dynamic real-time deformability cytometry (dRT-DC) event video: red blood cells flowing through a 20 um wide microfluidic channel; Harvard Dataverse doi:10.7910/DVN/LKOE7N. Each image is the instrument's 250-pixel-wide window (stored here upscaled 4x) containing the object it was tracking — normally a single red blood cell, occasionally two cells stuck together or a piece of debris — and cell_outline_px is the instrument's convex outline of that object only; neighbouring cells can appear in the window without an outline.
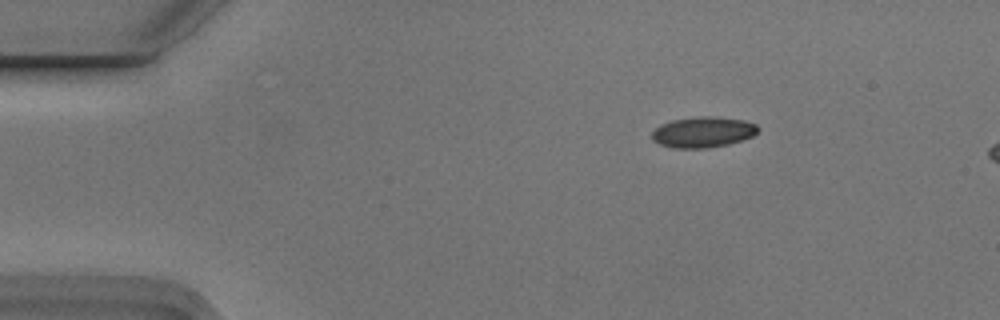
{"species": "Egyptian fruit bat (a non-hibernating species)", "species_latin": "Rousettus aegyptiacus", "temperature_condition": "cold", "stored_images_in_passage": 4, "camera_frame_rate_fps": 3000, "um_per_image_px": 0.085, "animal": {"sex": "male"}, "frame": {"image": 1, "passage_image": 2, "time_ms": 0.333, "image_size_px": [1000, 320], "cell_outline_px": [[760, 128], [752, 136], [744, 140], [728, 144], [708, 148], [676, 148], [660, 144], [652, 140], [652, 132], [660, 124], [672, 120], [700, 116], [716, 116], [744, 120], [756, 124]], "centroid_in_image_um": [59.77, 11.22], "position_along_channel_um": 25.2, "area_um2": 19.07}}